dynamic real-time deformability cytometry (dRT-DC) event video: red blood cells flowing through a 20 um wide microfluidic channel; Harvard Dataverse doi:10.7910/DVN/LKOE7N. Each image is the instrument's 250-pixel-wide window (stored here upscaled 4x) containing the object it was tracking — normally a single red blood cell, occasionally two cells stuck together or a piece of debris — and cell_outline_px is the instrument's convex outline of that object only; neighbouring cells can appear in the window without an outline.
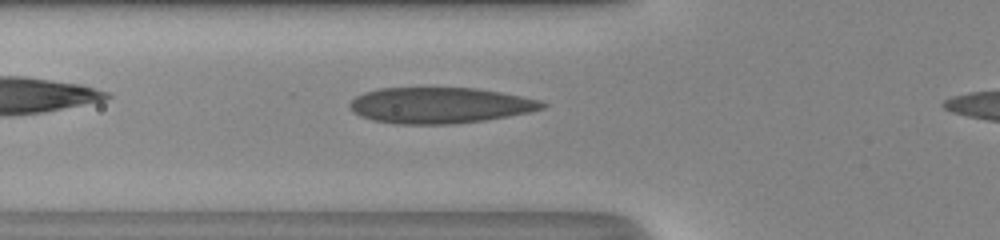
{"species": "human", "species_latin": "Homo sapiens", "temperature_condition": "room temperature", "stored_images_in_passage": 33, "camera_frame_rate_fps": 3000, "um_per_image_px": 0.085, "donor": {"sex": "male"}, "frame": {"image": 1, "passage_image": 6, "time_ms": 1.667, "image_size_px": [1000, 240], "cell_outline_px": [[548, 104], [544, 108], [528, 112], [508, 116], [484, 120], [456, 124], [396, 124], [372, 120], [360, 116], [352, 112], [348, 104], [356, 96], [364, 92], [380, 88], [476, 88], [500, 92], [540, 100]], "centroid_in_image_um": [37.35, 8.96], "position_along_channel_um": 88.4, "area_um2": 40.34}}
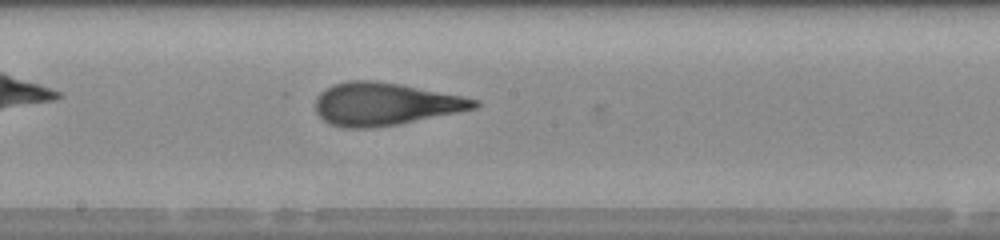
{"frame": {"image": 2, "passage_image": 15, "time_ms": 4.667, "image_size_px": [1000, 240], "cell_outline_px": [[480, 104], [476, 108], [400, 124], [372, 128], [344, 128], [328, 124], [316, 112], [316, 96], [320, 92], [332, 84], [348, 80], [372, 80], [400, 84], [480, 100]], "centroid_in_image_um": [32.67, 8.84], "position_along_channel_um": 215.5, "area_um2": 39.48}}
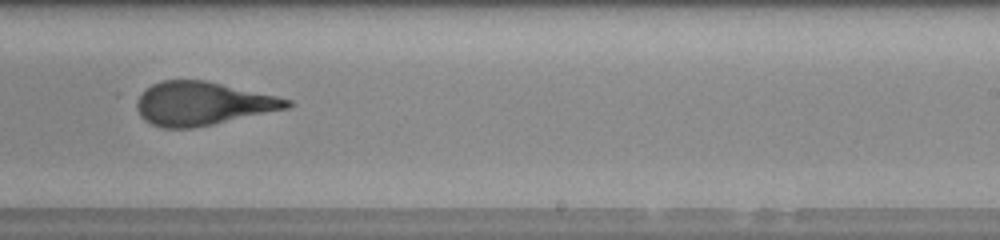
{"frame": {"image": 3, "passage_image": 19, "time_ms": 6.0, "image_size_px": [1000, 240], "cell_outline_px": [[292, 104], [288, 108], [212, 124], [192, 128], [164, 128], [152, 124], [144, 120], [140, 116], [136, 108], [136, 104], [140, 96], [152, 84], [160, 80], [204, 80], [276, 96], [292, 100]], "centroid_in_image_um": [17.19, 8.8], "position_along_channel_um": 271.8, "area_um2": 37.51}, "authors_computed_cell_mechanics": {"area_um2": 38.9572, "velocity_mm_per_s": 4.2414, "shape_relaxation_time_tau1_ms": 6.2971, "shape_relaxation_time_tau2_ms": 0.9659, "deformation_change_tau1": 0.2424, "deformation_change_tau2": 0.093}}